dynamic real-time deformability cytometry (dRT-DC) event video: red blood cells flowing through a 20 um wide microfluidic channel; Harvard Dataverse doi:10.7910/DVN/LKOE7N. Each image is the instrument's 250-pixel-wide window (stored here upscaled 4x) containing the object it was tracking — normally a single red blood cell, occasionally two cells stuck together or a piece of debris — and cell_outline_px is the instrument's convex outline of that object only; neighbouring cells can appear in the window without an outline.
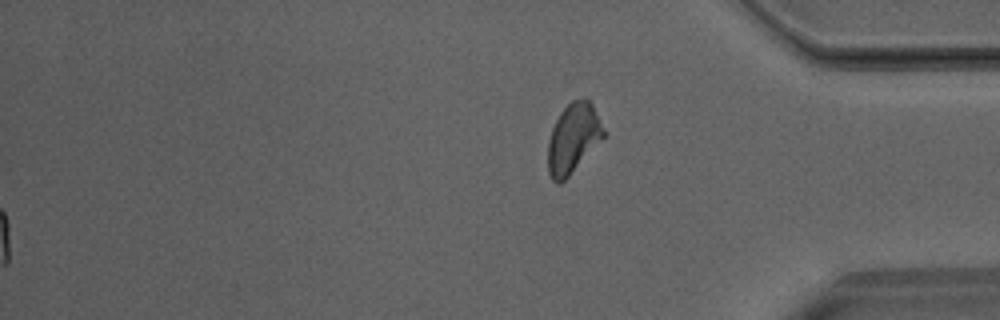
{"species": "Egyptian fruit bat (a non-hibernating species)", "species_latin": "Rousettus aegyptiacus", "temperature_condition": "room temperature", "stored_images_in_passage": 46, "segment_of_instrument_passage": [2, 2], "camera_frame_rate_fps": 3000, "um_per_image_px": 0.085, "animal": {"sex": "male"}, "frame": {"image": 1, "passage_image": 46, "time_ms": 15.0, "image_size_px": [1000, 320], "cell_outline_px": [[604, 136], [568, 176], [560, 184], [556, 184], [552, 180], [548, 172], [548, 140], [552, 128], [560, 112], [572, 100], [584, 96], [592, 104], [604, 128]], "centroid_in_image_um": [48.69, 11.73], "position_along_channel_um": 386.5, "area_um2": 22.31}}